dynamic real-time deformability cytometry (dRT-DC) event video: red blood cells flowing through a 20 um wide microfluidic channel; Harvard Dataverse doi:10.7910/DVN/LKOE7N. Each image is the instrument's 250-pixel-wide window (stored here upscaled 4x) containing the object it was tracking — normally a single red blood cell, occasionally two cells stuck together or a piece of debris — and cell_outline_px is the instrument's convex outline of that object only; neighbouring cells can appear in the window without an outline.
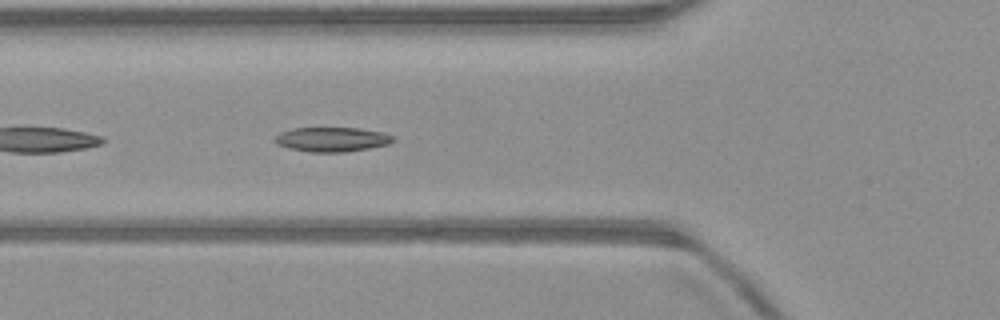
{"species": "common noctule bat (a hibernating species)", "species_latin": "Nyctalus noctula", "temperature_condition": "warm", "stored_images_in_passage": 37, "camera_frame_rate_fps": 3000, "um_per_image_px": 0.085, "animal": {"sex": "male", "body_mass_g": 23.1, "forearm_length_mm": 52.7}, "frame": {"image": 1, "passage_image": 4, "time_ms": 1.0, "image_size_px": [1000, 320], "cell_outline_px": [[396, 140], [388, 144], [368, 148], [344, 152], [312, 152], [288, 148], [276, 144], [272, 140], [280, 132], [292, 128], [360, 128], [384, 132], [396, 136]], "centroid_in_image_um": [28.23, 11.84], "position_along_channel_um": 97.6, "area_um2": 17.05}}
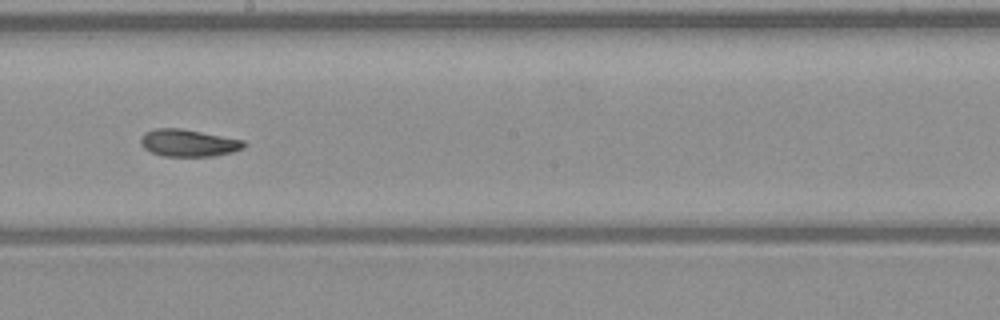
{"frame": {"image": 2, "passage_image": 14, "time_ms": 4.333, "image_size_px": [1000, 320], "cell_outline_px": [[248, 144], [244, 148], [232, 152], [212, 156], [164, 156], [152, 152], [144, 148], [140, 144], [140, 136], [144, 132], [156, 128], [180, 128], [244, 140]], "centroid_in_image_um": [16.01, 12.14], "position_along_channel_um": 232.2, "area_um2": 16.42}}
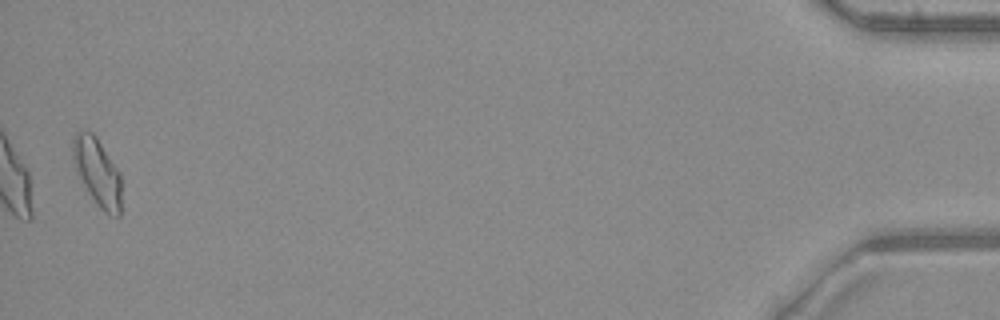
{"frame": {"image": 3, "passage_image": 36, "time_ms": 11.667, "image_size_px": [1000, 320], "cell_outline_px": [[120, 216], [108, 216], [96, 204], [88, 192], [72, 160], [72, 140], [76, 132], [84, 128], [92, 132], [96, 136], [120, 172]], "centroid_in_image_um": [8.26, 14.59], "position_along_channel_um": 426.9, "area_um2": 19.19}, "authors_computed_cell_mechanics": {"area_um2": 16.7042, "velocity_mm_per_s": 4.0169, "shape_relaxation_time_tau1_ms": null, "shape_relaxation_time_tau2_ms": 7.0307, "deformation_change_tau1": null, "deformation_change_tau2": 0.1303}}